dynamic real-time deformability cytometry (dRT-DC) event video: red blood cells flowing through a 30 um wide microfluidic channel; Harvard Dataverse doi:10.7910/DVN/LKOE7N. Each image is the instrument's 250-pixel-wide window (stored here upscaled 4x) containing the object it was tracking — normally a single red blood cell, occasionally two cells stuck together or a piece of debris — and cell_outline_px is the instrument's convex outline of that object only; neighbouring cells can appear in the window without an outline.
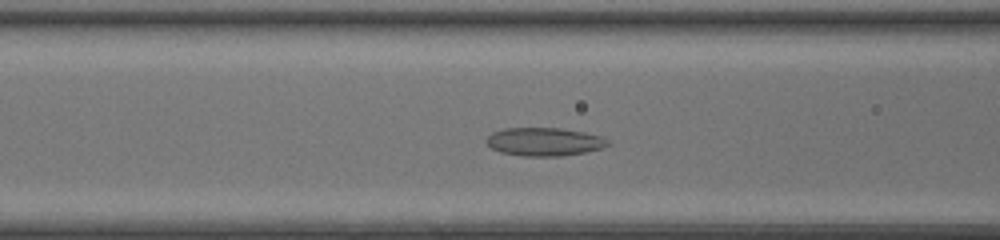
{"species": "common noctule bat (a hibernating species)", "species_latin": "Nyctalus noctula", "temperature_condition": "room temperature", "stored_images_in_passage": 42, "camera_frame_rate_fps": 3000, "um_per_image_px": 0.085, "animal": {"sex": "female", "body_mass_g": 20.0, "forearm_length_mm": 54.0}, "frame": {"image": 1, "passage_image": 14, "time_ms": 4.333, "image_size_px": [1000, 240], "cell_outline_px": [[612, 144], [604, 148], [584, 152], [560, 156], [520, 156], [500, 152], [492, 148], [484, 140], [492, 132], [504, 128], [560, 128], [584, 132], [604, 136]], "centroid_in_image_um": [46.29, 12.05], "position_along_channel_um": 120.3, "area_um2": 20.23}}
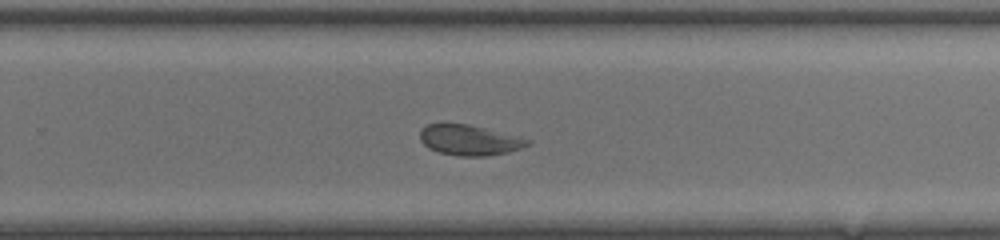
{"frame": {"image": 2, "passage_image": 26, "time_ms": 8.333, "image_size_px": [1000, 240], "cell_outline_px": [[532, 144], [508, 152], [488, 156], [456, 156], [436, 152], [428, 148], [420, 140], [420, 128], [428, 124], [468, 124], [520, 136], [532, 140]], "centroid_in_image_um": [39.91, 11.92], "position_along_channel_um": 289.9, "area_um2": 19.31}}
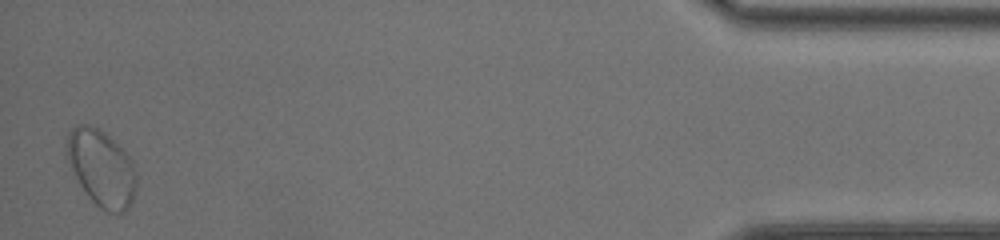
{"frame": {"image": 3, "passage_image": 41, "time_ms": 13.333, "image_size_px": [1000, 240], "cell_outline_px": [[136, 188], [132, 200], [128, 208], [124, 212], [108, 212], [100, 208], [88, 196], [80, 184], [68, 160], [64, 144], [68, 132], [76, 124], [88, 124], [100, 128], [132, 160], [136, 176]], "centroid_in_image_um": [8.6, 14.26], "position_along_channel_um": 426.6, "area_um2": 30.81}, "authors_computed_cell_mechanics": {"area_um2": 21.3571, "velocity_mm_per_s": 4.2524, "shape_relaxation_time_tau1_ms": null, "shape_relaxation_time_tau2_ms": 1.5153, "deformation_change_tau1": null, "deformation_change_tau2": 0.066}}